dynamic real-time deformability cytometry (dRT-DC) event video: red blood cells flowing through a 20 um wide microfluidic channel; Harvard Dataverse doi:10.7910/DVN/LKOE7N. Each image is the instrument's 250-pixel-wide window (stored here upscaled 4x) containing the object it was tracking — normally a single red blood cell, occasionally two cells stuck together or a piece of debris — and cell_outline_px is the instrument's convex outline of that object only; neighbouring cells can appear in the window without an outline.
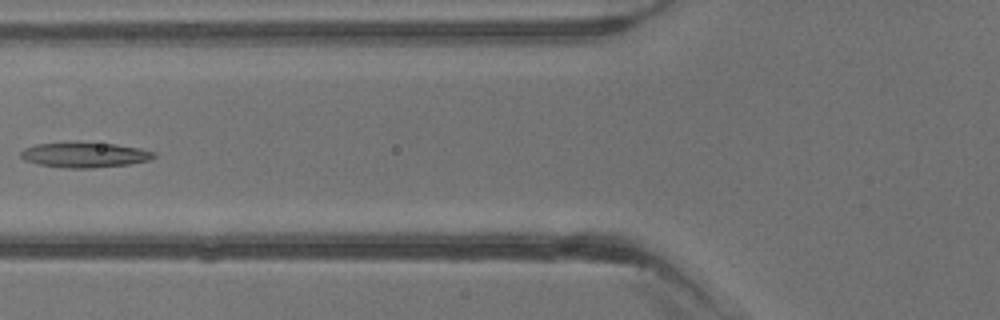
{"species": "common noctule bat (a hibernating species)", "species_latin": "Nyctalus noctula", "temperature_condition": "warm", "stored_images_in_passage": 5, "camera_frame_rate_fps": 3000, "um_per_image_px": 0.085, "animal": {"sex": "male", "body_mass_g": 13.3}, "frame": {"image": 1, "passage_image": 5, "time_ms": 4.667, "image_size_px": [1000, 320], "cell_outline_px": [[156, 156], [148, 160], [128, 164], [92, 168], [64, 168], [36, 164], [24, 160], [20, 156], [20, 152], [24, 148], [36, 144], [76, 140], [116, 144], [140, 148], [156, 152]], "centroid_in_image_um": [7.15, 13.13], "position_along_channel_um": 118.7, "area_um2": 20.17}}